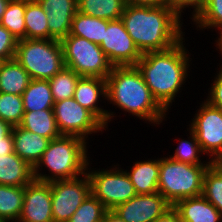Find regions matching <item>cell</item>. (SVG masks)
Returning a JSON list of instances; mask_svg holds the SVG:
<instances>
[{
    "mask_svg": "<svg viewBox=\"0 0 222 222\" xmlns=\"http://www.w3.org/2000/svg\"><path fill=\"white\" fill-rule=\"evenodd\" d=\"M167 2L180 17H182L183 10H186V8L194 9L192 17H190L193 19L203 9L206 0H167Z\"/></svg>",
    "mask_w": 222,
    "mask_h": 222,
    "instance_id": "cell-37",
    "label": "cell"
},
{
    "mask_svg": "<svg viewBox=\"0 0 222 222\" xmlns=\"http://www.w3.org/2000/svg\"><path fill=\"white\" fill-rule=\"evenodd\" d=\"M154 222H181L178 212L173 206L165 212L161 217H158Z\"/></svg>",
    "mask_w": 222,
    "mask_h": 222,
    "instance_id": "cell-40",
    "label": "cell"
},
{
    "mask_svg": "<svg viewBox=\"0 0 222 222\" xmlns=\"http://www.w3.org/2000/svg\"><path fill=\"white\" fill-rule=\"evenodd\" d=\"M219 68L213 83H211L212 87L209 88L210 91L208 92L206 101L222 110V67L219 66Z\"/></svg>",
    "mask_w": 222,
    "mask_h": 222,
    "instance_id": "cell-38",
    "label": "cell"
},
{
    "mask_svg": "<svg viewBox=\"0 0 222 222\" xmlns=\"http://www.w3.org/2000/svg\"><path fill=\"white\" fill-rule=\"evenodd\" d=\"M100 96L106 100V79L81 76L76 84L73 98L77 103L91 111L105 126L113 119L114 113L98 106Z\"/></svg>",
    "mask_w": 222,
    "mask_h": 222,
    "instance_id": "cell-15",
    "label": "cell"
},
{
    "mask_svg": "<svg viewBox=\"0 0 222 222\" xmlns=\"http://www.w3.org/2000/svg\"><path fill=\"white\" fill-rule=\"evenodd\" d=\"M60 42L65 67L74 70L78 75L106 79L111 73L114 66L98 44L71 34Z\"/></svg>",
    "mask_w": 222,
    "mask_h": 222,
    "instance_id": "cell-7",
    "label": "cell"
},
{
    "mask_svg": "<svg viewBox=\"0 0 222 222\" xmlns=\"http://www.w3.org/2000/svg\"><path fill=\"white\" fill-rule=\"evenodd\" d=\"M89 164L90 161L86 173L90 180L91 194L108 210H113L117 205L137 195L127 173L119 169V165L111 169L92 170L91 167L88 168Z\"/></svg>",
    "mask_w": 222,
    "mask_h": 222,
    "instance_id": "cell-8",
    "label": "cell"
},
{
    "mask_svg": "<svg viewBox=\"0 0 222 222\" xmlns=\"http://www.w3.org/2000/svg\"><path fill=\"white\" fill-rule=\"evenodd\" d=\"M183 42L185 37L166 50L143 53L135 65L153 97L167 112L190 73L192 58Z\"/></svg>",
    "mask_w": 222,
    "mask_h": 222,
    "instance_id": "cell-2",
    "label": "cell"
},
{
    "mask_svg": "<svg viewBox=\"0 0 222 222\" xmlns=\"http://www.w3.org/2000/svg\"><path fill=\"white\" fill-rule=\"evenodd\" d=\"M210 165H194L160 158L158 192L174 206L178 201L201 196L204 176Z\"/></svg>",
    "mask_w": 222,
    "mask_h": 222,
    "instance_id": "cell-5",
    "label": "cell"
},
{
    "mask_svg": "<svg viewBox=\"0 0 222 222\" xmlns=\"http://www.w3.org/2000/svg\"><path fill=\"white\" fill-rule=\"evenodd\" d=\"M13 126L0 118V155L14 153Z\"/></svg>",
    "mask_w": 222,
    "mask_h": 222,
    "instance_id": "cell-36",
    "label": "cell"
},
{
    "mask_svg": "<svg viewBox=\"0 0 222 222\" xmlns=\"http://www.w3.org/2000/svg\"><path fill=\"white\" fill-rule=\"evenodd\" d=\"M190 136L188 140L182 139L179 141L175 149L174 155H168L175 161L187 163V164H194V165H210L211 160H207L201 162L200 156L203 155L200 145L196 139L194 132L188 128ZM190 138V139H189ZM201 154V155H200ZM205 162V163H204Z\"/></svg>",
    "mask_w": 222,
    "mask_h": 222,
    "instance_id": "cell-31",
    "label": "cell"
},
{
    "mask_svg": "<svg viewBox=\"0 0 222 222\" xmlns=\"http://www.w3.org/2000/svg\"><path fill=\"white\" fill-rule=\"evenodd\" d=\"M10 0H0V22Z\"/></svg>",
    "mask_w": 222,
    "mask_h": 222,
    "instance_id": "cell-42",
    "label": "cell"
},
{
    "mask_svg": "<svg viewBox=\"0 0 222 222\" xmlns=\"http://www.w3.org/2000/svg\"><path fill=\"white\" fill-rule=\"evenodd\" d=\"M126 7L125 0H77V11L105 20H118Z\"/></svg>",
    "mask_w": 222,
    "mask_h": 222,
    "instance_id": "cell-25",
    "label": "cell"
},
{
    "mask_svg": "<svg viewBox=\"0 0 222 222\" xmlns=\"http://www.w3.org/2000/svg\"><path fill=\"white\" fill-rule=\"evenodd\" d=\"M99 46L113 66H135L142 57L121 19L108 23Z\"/></svg>",
    "mask_w": 222,
    "mask_h": 222,
    "instance_id": "cell-12",
    "label": "cell"
},
{
    "mask_svg": "<svg viewBox=\"0 0 222 222\" xmlns=\"http://www.w3.org/2000/svg\"><path fill=\"white\" fill-rule=\"evenodd\" d=\"M126 4L133 6L159 7L168 4L167 0H125Z\"/></svg>",
    "mask_w": 222,
    "mask_h": 222,
    "instance_id": "cell-39",
    "label": "cell"
},
{
    "mask_svg": "<svg viewBox=\"0 0 222 222\" xmlns=\"http://www.w3.org/2000/svg\"><path fill=\"white\" fill-rule=\"evenodd\" d=\"M109 22V20L96 18L77 11L72 20L69 34L86 38L88 41L100 45Z\"/></svg>",
    "mask_w": 222,
    "mask_h": 222,
    "instance_id": "cell-23",
    "label": "cell"
},
{
    "mask_svg": "<svg viewBox=\"0 0 222 222\" xmlns=\"http://www.w3.org/2000/svg\"><path fill=\"white\" fill-rule=\"evenodd\" d=\"M172 206L159 193L137 194L127 202L117 205L112 211L124 222H154Z\"/></svg>",
    "mask_w": 222,
    "mask_h": 222,
    "instance_id": "cell-13",
    "label": "cell"
},
{
    "mask_svg": "<svg viewBox=\"0 0 222 222\" xmlns=\"http://www.w3.org/2000/svg\"><path fill=\"white\" fill-rule=\"evenodd\" d=\"M21 96L24 111L53 109L55 103L49 80L31 79L27 89Z\"/></svg>",
    "mask_w": 222,
    "mask_h": 222,
    "instance_id": "cell-24",
    "label": "cell"
},
{
    "mask_svg": "<svg viewBox=\"0 0 222 222\" xmlns=\"http://www.w3.org/2000/svg\"><path fill=\"white\" fill-rule=\"evenodd\" d=\"M202 195L222 214V164L211 161L204 176Z\"/></svg>",
    "mask_w": 222,
    "mask_h": 222,
    "instance_id": "cell-29",
    "label": "cell"
},
{
    "mask_svg": "<svg viewBox=\"0 0 222 222\" xmlns=\"http://www.w3.org/2000/svg\"><path fill=\"white\" fill-rule=\"evenodd\" d=\"M80 77L74 70L67 67L55 74L49 80L54 102L72 98Z\"/></svg>",
    "mask_w": 222,
    "mask_h": 222,
    "instance_id": "cell-30",
    "label": "cell"
},
{
    "mask_svg": "<svg viewBox=\"0 0 222 222\" xmlns=\"http://www.w3.org/2000/svg\"><path fill=\"white\" fill-rule=\"evenodd\" d=\"M50 188L54 222H67L91 194L87 173L74 179L51 181Z\"/></svg>",
    "mask_w": 222,
    "mask_h": 222,
    "instance_id": "cell-10",
    "label": "cell"
},
{
    "mask_svg": "<svg viewBox=\"0 0 222 222\" xmlns=\"http://www.w3.org/2000/svg\"><path fill=\"white\" fill-rule=\"evenodd\" d=\"M87 148V141L78 136L61 135L52 139L33 167L34 179L51 182L82 176L86 173L90 161ZM43 166L49 169L50 175L40 172Z\"/></svg>",
    "mask_w": 222,
    "mask_h": 222,
    "instance_id": "cell-4",
    "label": "cell"
},
{
    "mask_svg": "<svg viewBox=\"0 0 222 222\" xmlns=\"http://www.w3.org/2000/svg\"><path fill=\"white\" fill-rule=\"evenodd\" d=\"M136 194L146 195L158 192L160 159L137 161L130 171L125 170Z\"/></svg>",
    "mask_w": 222,
    "mask_h": 222,
    "instance_id": "cell-20",
    "label": "cell"
},
{
    "mask_svg": "<svg viewBox=\"0 0 222 222\" xmlns=\"http://www.w3.org/2000/svg\"><path fill=\"white\" fill-rule=\"evenodd\" d=\"M47 13L49 39L61 41L70 32L77 0H36Z\"/></svg>",
    "mask_w": 222,
    "mask_h": 222,
    "instance_id": "cell-16",
    "label": "cell"
},
{
    "mask_svg": "<svg viewBox=\"0 0 222 222\" xmlns=\"http://www.w3.org/2000/svg\"><path fill=\"white\" fill-rule=\"evenodd\" d=\"M25 187L0 184V218L5 222H17L24 203Z\"/></svg>",
    "mask_w": 222,
    "mask_h": 222,
    "instance_id": "cell-27",
    "label": "cell"
},
{
    "mask_svg": "<svg viewBox=\"0 0 222 222\" xmlns=\"http://www.w3.org/2000/svg\"><path fill=\"white\" fill-rule=\"evenodd\" d=\"M24 106L21 95L0 92V118L12 126L21 123L24 115Z\"/></svg>",
    "mask_w": 222,
    "mask_h": 222,
    "instance_id": "cell-33",
    "label": "cell"
},
{
    "mask_svg": "<svg viewBox=\"0 0 222 222\" xmlns=\"http://www.w3.org/2000/svg\"><path fill=\"white\" fill-rule=\"evenodd\" d=\"M24 15L25 0H10L0 22L18 41L26 38Z\"/></svg>",
    "mask_w": 222,
    "mask_h": 222,
    "instance_id": "cell-28",
    "label": "cell"
},
{
    "mask_svg": "<svg viewBox=\"0 0 222 222\" xmlns=\"http://www.w3.org/2000/svg\"><path fill=\"white\" fill-rule=\"evenodd\" d=\"M106 94L110 104L155 126L168 113L153 97L136 66H114L106 78Z\"/></svg>",
    "mask_w": 222,
    "mask_h": 222,
    "instance_id": "cell-3",
    "label": "cell"
},
{
    "mask_svg": "<svg viewBox=\"0 0 222 222\" xmlns=\"http://www.w3.org/2000/svg\"><path fill=\"white\" fill-rule=\"evenodd\" d=\"M200 104L189 128L194 132L203 154L215 161L222 154V110L206 100Z\"/></svg>",
    "mask_w": 222,
    "mask_h": 222,
    "instance_id": "cell-11",
    "label": "cell"
},
{
    "mask_svg": "<svg viewBox=\"0 0 222 222\" xmlns=\"http://www.w3.org/2000/svg\"><path fill=\"white\" fill-rule=\"evenodd\" d=\"M197 29H217L222 32V0H206L203 9L192 19Z\"/></svg>",
    "mask_w": 222,
    "mask_h": 222,
    "instance_id": "cell-32",
    "label": "cell"
},
{
    "mask_svg": "<svg viewBox=\"0 0 222 222\" xmlns=\"http://www.w3.org/2000/svg\"><path fill=\"white\" fill-rule=\"evenodd\" d=\"M18 40L0 25V62L15 58Z\"/></svg>",
    "mask_w": 222,
    "mask_h": 222,
    "instance_id": "cell-35",
    "label": "cell"
},
{
    "mask_svg": "<svg viewBox=\"0 0 222 222\" xmlns=\"http://www.w3.org/2000/svg\"><path fill=\"white\" fill-rule=\"evenodd\" d=\"M17 222H54L50 182L34 179L25 186L24 203Z\"/></svg>",
    "mask_w": 222,
    "mask_h": 222,
    "instance_id": "cell-14",
    "label": "cell"
},
{
    "mask_svg": "<svg viewBox=\"0 0 222 222\" xmlns=\"http://www.w3.org/2000/svg\"><path fill=\"white\" fill-rule=\"evenodd\" d=\"M19 126L50 140L61 136L53 109L25 111Z\"/></svg>",
    "mask_w": 222,
    "mask_h": 222,
    "instance_id": "cell-22",
    "label": "cell"
},
{
    "mask_svg": "<svg viewBox=\"0 0 222 222\" xmlns=\"http://www.w3.org/2000/svg\"><path fill=\"white\" fill-rule=\"evenodd\" d=\"M102 222H124V221L119 216H117L112 210H108Z\"/></svg>",
    "mask_w": 222,
    "mask_h": 222,
    "instance_id": "cell-41",
    "label": "cell"
},
{
    "mask_svg": "<svg viewBox=\"0 0 222 222\" xmlns=\"http://www.w3.org/2000/svg\"><path fill=\"white\" fill-rule=\"evenodd\" d=\"M173 208L181 222H222V214L203 195L180 200Z\"/></svg>",
    "mask_w": 222,
    "mask_h": 222,
    "instance_id": "cell-18",
    "label": "cell"
},
{
    "mask_svg": "<svg viewBox=\"0 0 222 222\" xmlns=\"http://www.w3.org/2000/svg\"><path fill=\"white\" fill-rule=\"evenodd\" d=\"M219 34L220 35H219V37H216L218 39L215 40V42H216V47L219 49L220 53L222 54V32ZM221 54H220V56H222ZM220 66L222 67V64Z\"/></svg>",
    "mask_w": 222,
    "mask_h": 222,
    "instance_id": "cell-43",
    "label": "cell"
},
{
    "mask_svg": "<svg viewBox=\"0 0 222 222\" xmlns=\"http://www.w3.org/2000/svg\"><path fill=\"white\" fill-rule=\"evenodd\" d=\"M215 161L222 164V154Z\"/></svg>",
    "mask_w": 222,
    "mask_h": 222,
    "instance_id": "cell-44",
    "label": "cell"
},
{
    "mask_svg": "<svg viewBox=\"0 0 222 222\" xmlns=\"http://www.w3.org/2000/svg\"><path fill=\"white\" fill-rule=\"evenodd\" d=\"M121 20L142 54L166 50L185 36L184 23L169 4L159 7L126 4Z\"/></svg>",
    "mask_w": 222,
    "mask_h": 222,
    "instance_id": "cell-1",
    "label": "cell"
},
{
    "mask_svg": "<svg viewBox=\"0 0 222 222\" xmlns=\"http://www.w3.org/2000/svg\"><path fill=\"white\" fill-rule=\"evenodd\" d=\"M26 39H49L47 13L36 0H25Z\"/></svg>",
    "mask_w": 222,
    "mask_h": 222,
    "instance_id": "cell-26",
    "label": "cell"
},
{
    "mask_svg": "<svg viewBox=\"0 0 222 222\" xmlns=\"http://www.w3.org/2000/svg\"><path fill=\"white\" fill-rule=\"evenodd\" d=\"M107 211L108 209L90 194L67 222H102Z\"/></svg>",
    "mask_w": 222,
    "mask_h": 222,
    "instance_id": "cell-34",
    "label": "cell"
},
{
    "mask_svg": "<svg viewBox=\"0 0 222 222\" xmlns=\"http://www.w3.org/2000/svg\"><path fill=\"white\" fill-rule=\"evenodd\" d=\"M34 180L33 167L16 153L0 155V184L25 187Z\"/></svg>",
    "mask_w": 222,
    "mask_h": 222,
    "instance_id": "cell-19",
    "label": "cell"
},
{
    "mask_svg": "<svg viewBox=\"0 0 222 222\" xmlns=\"http://www.w3.org/2000/svg\"><path fill=\"white\" fill-rule=\"evenodd\" d=\"M53 112L61 135H73L88 140V135L106 131V126L73 97L55 102Z\"/></svg>",
    "mask_w": 222,
    "mask_h": 222,
    "instance_id": "cell-9",
    "label": "cell"
},
{
    "mask_svg": "<svg viewBox=\"0 0 222 222\" xmlns=\"http://www.w3.org/2000/svg\"><path fill=\"white\" fill-rule=\"evenodd\" d=\"M15 59L37 80H50L65 67L61 42L54 39L19 40Z\"/></svg>",
    "mask_w": 222,
    "mask_h": 222,
    "instance_id": "cell-6",
    "label": "cell"
},
{
    "mask_svg": "<svg viewBox=\"0 0 222 222\" xmlns=\"http://www.w3.org/2000/svg\"><path fill=\"white\" fill-rule=\"evenodd\" d=\"M30 81L29 73L15 58L0 62V92L22 95Z\"/></svg>",
    "mask_w": 222,
    "mask_h": 222,
    "instance_id": "cell-21",
    "label": "cell"
},
{
    "mask_svg": "<svg viewBox=\"0 0 222 222\" xmlns=\"http://www.w3.org/2000/svg\"><path fill=\"white\" fill-rule=\"evenodd\" d=\"M14 153L34 167L48 148L50 139L30 132L19 125L13 126Z\"/></svg>",
    "mask_w": 222,
    "mask_h": 222,
    "instance_id": "cell-17",
    "label": "cell"
}]
</instances>
